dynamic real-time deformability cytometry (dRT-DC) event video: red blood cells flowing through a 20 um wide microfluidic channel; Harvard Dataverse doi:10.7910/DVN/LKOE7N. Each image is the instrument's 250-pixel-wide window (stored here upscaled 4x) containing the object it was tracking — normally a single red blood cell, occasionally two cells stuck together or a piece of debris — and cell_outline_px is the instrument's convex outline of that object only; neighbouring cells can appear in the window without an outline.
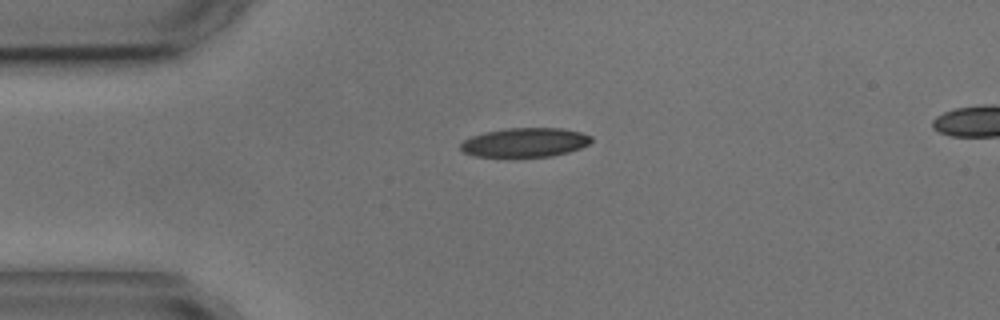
{"species": "common noctule bat (a hibernating species)", "species_latin": "Nyctalus noctula", "temperature_condition": "cold", "stored_images_in_passage": 4, "camera_frame_rate_fps": 3000, "um_per_image_px": 0.085, "animal": {"sex": "male", "body_mass_g": 17.9, "forearm_length_mm": 54.2}, "frame": {"image": 1, "passage_image": 1, "time_ms": 0.0, "image_size_px": [1000, 320], "cell_outline_px": [[592, 140], [588, 144], [580, 148], [568, 152], [552, 156], [476, 156], [464, 152], [460, 148], [460, 144], [464, 140], [472, 136], [484, 132], [508, 128], [564, 128], [580, 132], [592, 136]], "centroid_in_image_um": [44.64, 12.09], "position_along_channel_um": 40.4, "area_um2": 22.02}}